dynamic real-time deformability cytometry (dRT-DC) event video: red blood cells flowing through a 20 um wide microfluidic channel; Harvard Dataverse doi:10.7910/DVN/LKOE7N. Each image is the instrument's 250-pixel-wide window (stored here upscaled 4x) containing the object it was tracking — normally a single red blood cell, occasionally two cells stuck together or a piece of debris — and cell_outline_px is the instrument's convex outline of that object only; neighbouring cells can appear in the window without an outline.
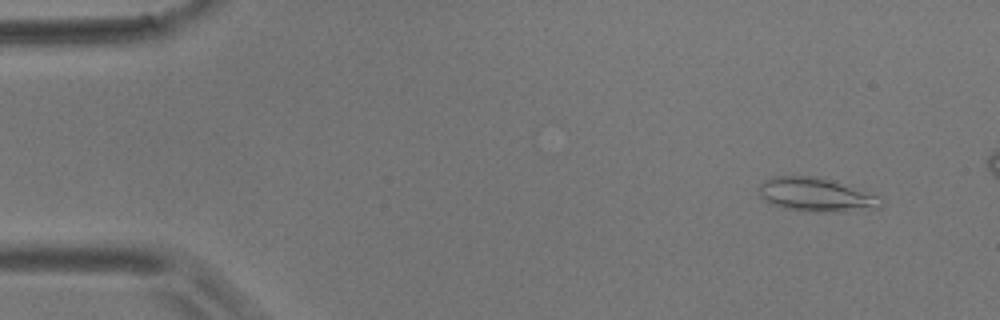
{"species": "common noctule bat (a hibernating species)", "species_latin": "Nyctalus noctula", "temperature_condition": "room temperature", "stored_images_in_passage": 55, "camera_frame_rate_fps": 3000, "um_per_image_px": 0.085, "animal": {"sex": "male", "body_mass_g": 17.9}, "frame": {"image": 1, "passage_image": 4, "time_ms": 1.0, "image_size_px": [1000, 320], "cell_outline_px": [[884, 204], [880, 208], [844, 212], [808, 212], [784, 208], [764, 200], [760, 192], [760, 184], [764, 180], [772, 176], [812, 176], [836, 180], [884, 196]], "centroid_in_image_um": [69.51, 16.56], "position_along_channel_um": 15.5, "area_um2": 24.8}}
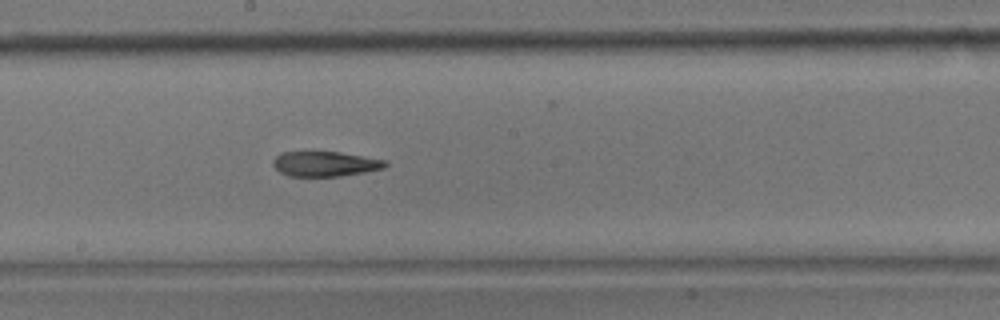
{"frame": {"image": 2, "passage_image": 29, "time_ms": 9.333, "image_size_px": [1000, 320], "cell_outline_px": [[388, 164], [384, 168], [364, 172], [340, 176], [288, 176], [280, 172], [272, 164], [272, 160], [280, 152], [340, 152], [388, 160]], "centroid_in_image_um": [27.64, 13.92], "position_along_channel_um": 220.6, "area_um2": 16.42}}
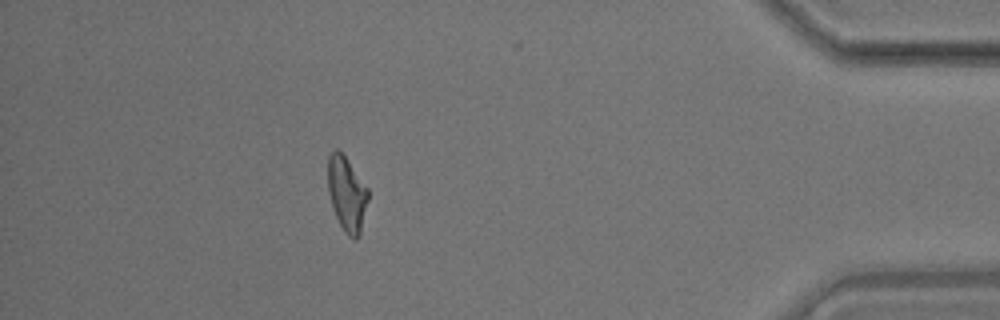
{"frame": {"image": 3, "passage_image": 48, "time_ms": 15.667, "image_size_px": [1000, 320], "cell_outline_px": [[368, 200], [360, 232], [356, 240], [352, 240], [344, 232], [332, 208], [328, 192], [328, 156], [336, 148], [344, 156], [368, 188]], "centroid_in_image_um": [29.47, 16.51], "position_along_channel_um": 405.7, "area_um2": 17.34}, "authors_computed_cell_mechanics": {"area_um2": 17.918, "velocity_mm_per_s": 3.6801, "shape_relaxation_time_tau1_ms": null, "shape_relaxation_time_tau2_ms": 5.0066, "deformation_change_tau1": null, "deformation_change_tau2": 0.1507}}